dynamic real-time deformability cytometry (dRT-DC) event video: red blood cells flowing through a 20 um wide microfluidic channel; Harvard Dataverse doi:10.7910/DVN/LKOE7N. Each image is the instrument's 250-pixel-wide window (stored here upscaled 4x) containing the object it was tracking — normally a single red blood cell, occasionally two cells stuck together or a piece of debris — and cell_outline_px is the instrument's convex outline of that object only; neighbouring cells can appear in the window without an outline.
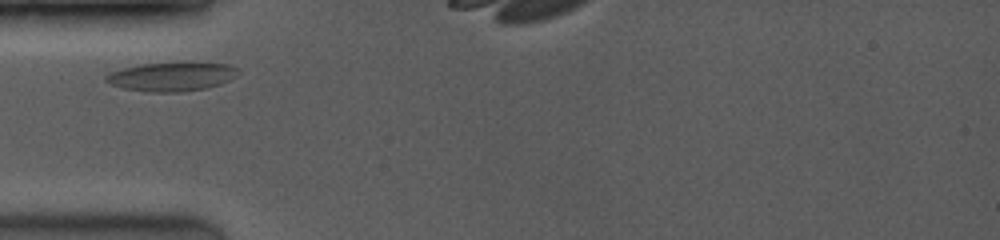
{"species": "common noctule bat (a hibernating species)", "species_latin": "Nyctalus noctula", "temperature_condition": "room temperature", "stored_images_in_passage": 7, "camera_frame_rate_fps": 3500, "um_per_image_px": 0.085, "animal": {"sex": "female", "body_mass_g": 19.0, "forearm_length_mm": 53.3}, "frame": {"image": 1, "passage_image": 1, "time_ms": 0.0, "image_size_px": [1000, 240], "cell_outline_px": [[240, 72], [236, 76], [220, 84], [204, 88], [180, 92], [148, 92], [124, 88], [112, 84], [104, 80], [104, 76], [108, 72], [140, 64], [228, 64], [240, 68]], "centroid_in_image_um": [14.57, 6.53], "position_along_channel_um": 70.4, "area_um2": 21.73}}
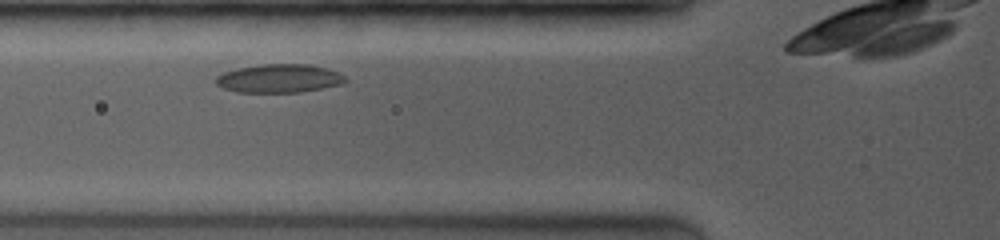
{"frame": {"image": 2, "passage_image": 2, "time_ms": 0.857, "image_size_px": [1000, 240], "cell_outline_px": [[348, 80], [344, 84], [300, 92], [236, 92], [224, 88], [216, 84], [216, 76], [224, 72], [236, 68], [260, 64], [308, 64], [328, 68], [344, 76]], "centroid_in_image_um": [23.73, 6.66], "position_along_channel_um": 102.1, "area_um2": 21.56}}